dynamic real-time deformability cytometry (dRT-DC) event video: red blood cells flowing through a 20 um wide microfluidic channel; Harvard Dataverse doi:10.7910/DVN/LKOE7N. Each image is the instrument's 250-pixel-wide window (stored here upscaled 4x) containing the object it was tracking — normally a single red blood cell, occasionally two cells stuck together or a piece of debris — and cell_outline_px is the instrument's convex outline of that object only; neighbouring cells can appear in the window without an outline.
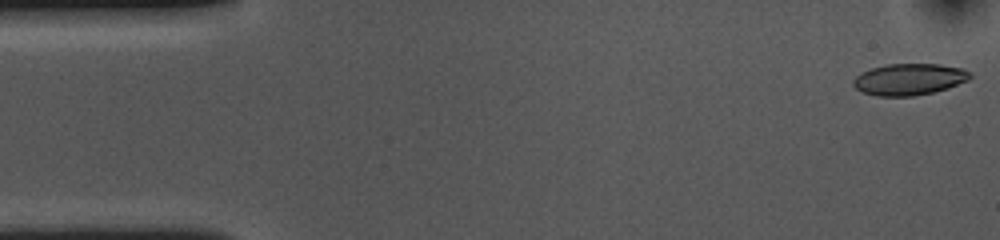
{"species": "common noctule bat (a hibernating species)", "species_latin": "Nyctalus noctula", "temperature_condition": "cold", "stored_images_in_passage": 8, "camera_frame_rate_fps": 3000, "um_per_image_px": 0.085, "animal": {"sex": "female", "body_mass_g": 10.0, "forearm_length_mm": 53.1}, "frame": {"image": 1, "passage_image": 1, "time_ms": 0.0, "image_size_px": [1000, 240], "cell_outline_px": [[972, 76], [968, 80], [948, 88], [932, 92], [912, 96], [876, 96], [860, 92], [852, 84], [852, 80], [856, 76], [872, 68], [888, 64], [940, 64], [964, 68], [972, 72]], "centroid_in_image_um": [77.3, 6.74], "position_along_channel_um": 7.7, "area_um2": 21.56}}